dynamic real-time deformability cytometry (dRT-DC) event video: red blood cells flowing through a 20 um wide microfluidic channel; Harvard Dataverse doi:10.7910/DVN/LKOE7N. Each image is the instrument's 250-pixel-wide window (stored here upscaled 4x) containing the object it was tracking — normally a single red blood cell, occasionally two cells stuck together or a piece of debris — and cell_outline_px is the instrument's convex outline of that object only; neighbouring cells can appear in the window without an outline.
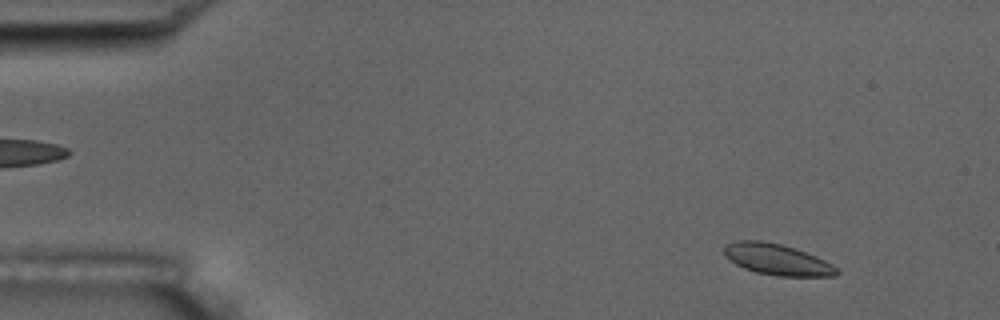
{"species": "common noctule bat (a hibernating species)", "species_latin": "Nyctalus noctula", "temperature_condition": "room temperature", "stored_images_in_passage": 4, "camera_frame_rate_fps": 3000, "um_per_image_px": 0.085, "animal": {"sex": "male", "body_mass_g": 17.5, "forearm_length_mm": 52.3}, "frame": {"image": 1, "passage_image": 1, "time_ms": 0.0, "image_size_px": [1000, 320], "cell_outline_px": [[840, 272], [836, 276], [780, 276], [756, 272], [744, 268], [736, 264], [724, 252], [724, 248], [728, 244], [736, 240], [760, 240], [780, 244], [816, 256], [832, 264]], "centroid_in_image_um": [66.08, 22.06], "position_along_channel_um": 18.9, "area_um2": 20.0}}
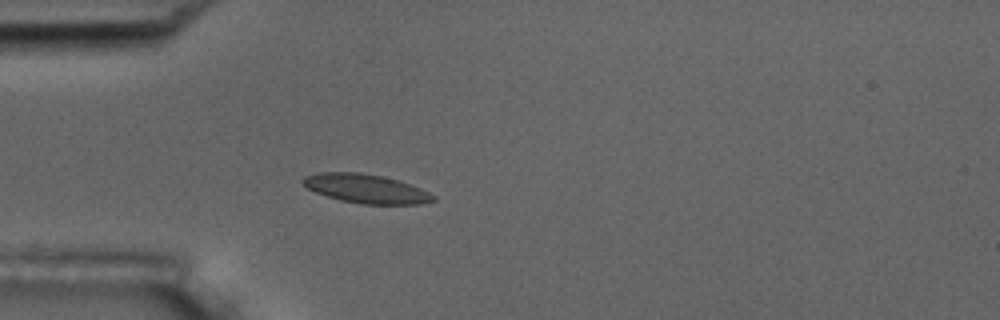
{"frame": {"image": 2, "passage_image": 4, "time_ms": 3.333, "image_size_px": [1000, 320], "cell_outline_px": [[436, 200], [420, 204], [360, 204], [340, 200], [316, 192], [308, 188], [300, 180], [304, 176], [320, 172], [360, 172], [380, 176], [396, 180], [420, 188], [436, 196]], "centroid_in_image_um": [31.1, 16.04], "position_along_channel_um": 53.9, "area_um2": 21.79}}